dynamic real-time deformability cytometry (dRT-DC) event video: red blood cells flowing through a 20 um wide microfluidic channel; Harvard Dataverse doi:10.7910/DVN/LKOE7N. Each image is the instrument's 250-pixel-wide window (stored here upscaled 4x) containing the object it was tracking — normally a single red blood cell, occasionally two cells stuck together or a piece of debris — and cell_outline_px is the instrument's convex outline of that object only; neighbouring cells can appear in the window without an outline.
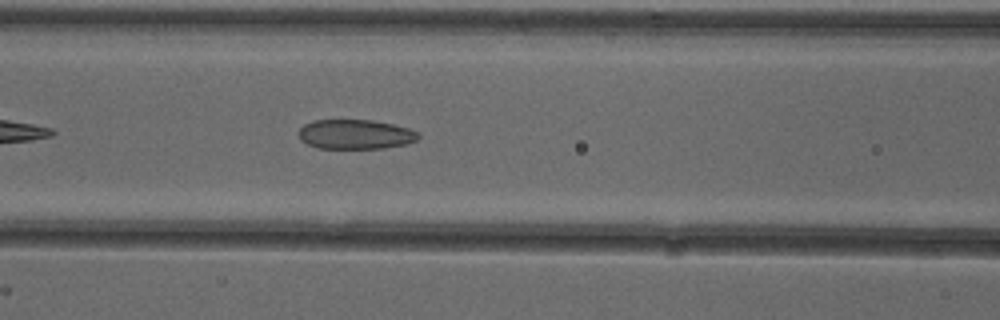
{"species": "common noctule bat (a hibernating species)", "species_latin": "Nyctalus noctula", "temperature_condition": "cold", "stored_images_in_passage": 38, "camera_frame_rate_fps": 3000, "um_per_image_px": 0.085, "animal": {"sex": "female"}, "frame": {"image": 1, "passage_image": 8, "time_ms": 2.333, "image_size_px": [1000, 320], "cell_outline_px": [[420, 136], [416, 140], [408, 144], [384, 148], [316, 148], [300, 140], [296, 132], [304, 124], [312, 120], [372, 120], [392, 124], [408, 128], [416, 132]], "centroid_in_image_um": [30.16, 11.42], "position_along_channel_um": 136.4, "area_um2": 20.75}}
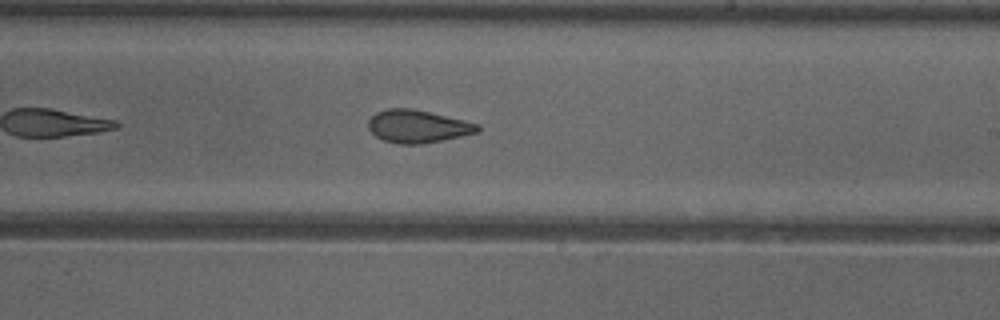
{"frame": {"image": 2, "passage_image": 17, "time_ms": 5.333, "image_size_px": [1000, 320], "cell_outline_px": [[480, 132], [424, 144], [400, 144], [384, 140], [376, 136], [368, 128], [368, 120], [376, 112], [388, 108], [412, 108], [464, 120], [480, 124]], "centroid_in_image_um": [35.52, 10.74], "position_along_channel_um": 253.5, "area_um2": 20.92}}
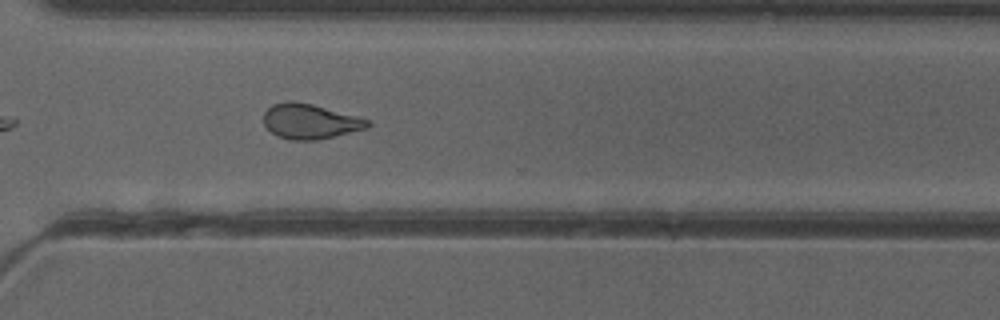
{"frame": {"image": 3, "passage_image": 24, "time_ms": 7.667, "image_size_px": [1000, 320], "cell_outline_px": [[372, 124], [368, 128], [336, 136], [316, 140], [292, 140], [276, 136], [264, 124], [264, 112], [272, 104], [288, 100], [292, 100], [312, 104], [356, 116], [368, 120]], "centroid_in_image_um": [26.34, 10.32], "position_along_channel_um": 344.3, "area_um2": 21.21}, "authors_computed_cell_mechanics": {"area_um2": 21.4149, "velocity_mm_per_s": 3.9075, "shape_relaxation_time_tau1_ms": null, "shape_relaxation_time_tau2_ms": 2.1093, "deformation_change_tau1": null, "deformation_change_tau2": 0.0938}}